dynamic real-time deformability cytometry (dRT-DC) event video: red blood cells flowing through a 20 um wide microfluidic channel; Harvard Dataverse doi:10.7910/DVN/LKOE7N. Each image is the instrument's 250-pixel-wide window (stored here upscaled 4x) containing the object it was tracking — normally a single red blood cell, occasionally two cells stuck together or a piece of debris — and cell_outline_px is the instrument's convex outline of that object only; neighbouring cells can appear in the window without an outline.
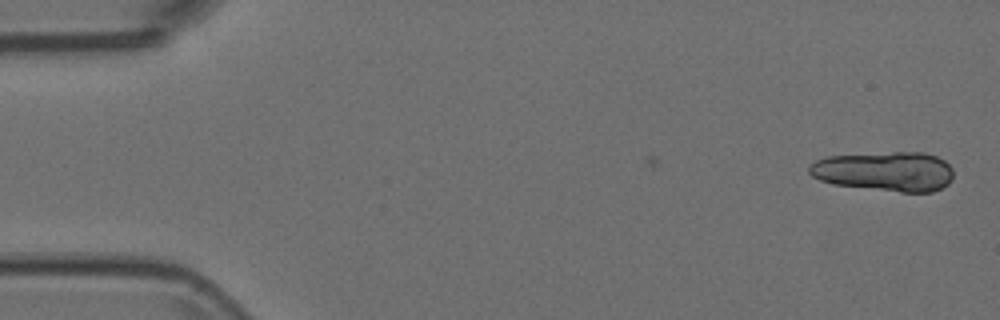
{"species": "Egyptian fruit bat (a non-hibernating species)", "species_latin": "Rousettus aegyptiacus", "temperature_condition": "room temperature", "stored_images_in_passage": 2, "camera_frame_rate_fps": 3000, "um_per_image_px": 0.085, "animal": {"sex": "female"}, "frame": {"image": 1, "passage_image": 2, "time_ms": 0.333, "image_size_px": [1000, 320], "cell_outline_px": [[952, 180], [948, 184], [932, 192], [900, 192], [832, 184], [820, 180], [812, 176], [808, 172], [808, 168], [816, 160], [828, 156], [892, 152], [924, 152], [936, 156], [944, 160], [952, 168]], "centroid_in_image_um": [75.22, 14.57], "position_along_channel_um": 9.8, "area_um2": 33.35}}